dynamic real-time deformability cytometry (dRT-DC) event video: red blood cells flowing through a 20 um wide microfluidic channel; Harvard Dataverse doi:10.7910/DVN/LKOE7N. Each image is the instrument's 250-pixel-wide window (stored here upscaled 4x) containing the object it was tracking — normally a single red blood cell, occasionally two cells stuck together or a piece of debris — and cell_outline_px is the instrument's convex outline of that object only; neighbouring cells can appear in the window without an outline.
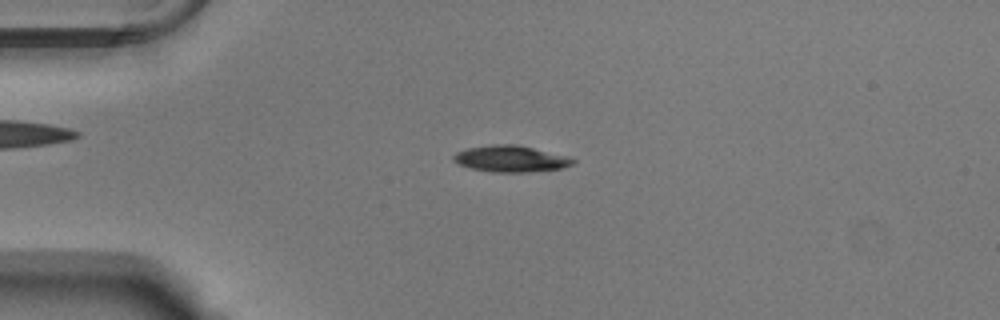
{"species": "Egyptian fruit bat (a non-hibernating species)", "species_latin": "Rousettus aegyptiacus", "temperature_condition": "warm", "stored_images_in_passage": 53, "camera_frame_rate_fps": 3000, "um_per_image_px": 0.085, "animal": {"sex": "male"}, "frame": {"image": 1, "passage_image": 13, "time_ms": 4.0, "image_size_px": [1000, 320], "cell_outline_px": [[576, 160], [572, 164], [560, 168], [528, 172], [492, 172], [472, 168], [456, 164], [452, 160], [452, 156], [456, 152], [468, 148], [492, 144], [516, 144], [568, 156]], "centroid_in_image_um": [43.37, 13.49], "position_along_channel_um": 41.6, "area_um2": 18.32}}
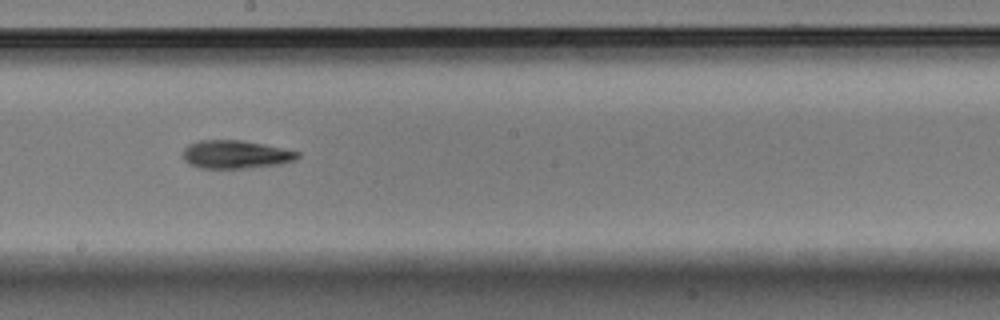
{"frame": {"image": 2, "passage_image": 30, "time_ms": 9.667, "image_size_px": [1000, 320], "cell_outline_px": [[300, 156], [296, 160], [280, 164], [248, 168], [200, 168], [188, 164], [184, 160], [184, 148], [188, 144], [200, 140], [240, 140], [264, 144], [300, 152]], "centroid_in_image_um": [20.04, 13.13], "position_along_channel_um": 228.2, "area_um2": 18.9}}
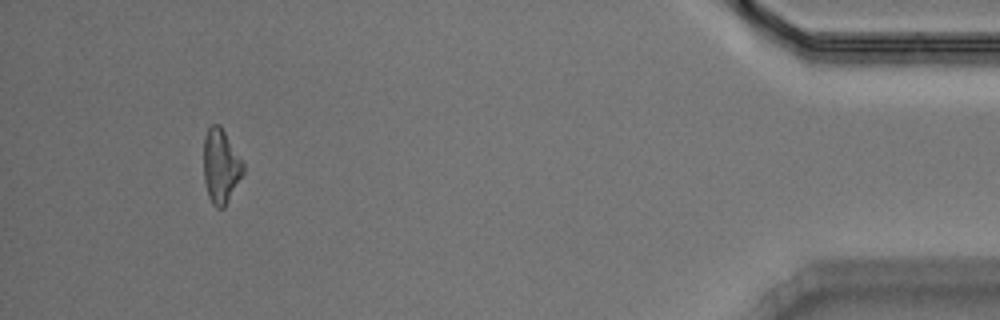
{"frame": {"image": 3, "passage_image": 50, "time_ms": 16.333, "image_size_px": [1000, 320], "cell_outline_px": [[244, 172], [224, 208], [216, 208], [212, 204], [208, 196], [204, 180], [204, 136], [208, 128], [212, 124], [220, 124], [244, 164]], "centroid_in_image_um": [18.76, 14.13], "position_along_channel_um": 416.4, "area_um2": 17.05}, "authors_computed_cell_mechanics": {"area_um2": 18.0336, "velocity_mm_per_s": 3.7918, "shape_relaxation_time_tau1_ms": 3.7063, "shape_relaxation_time_tau2_ms": 2.7214, "deformation_change_tau1": 0.1409, "deformation_change_tau2": 0.1168}}